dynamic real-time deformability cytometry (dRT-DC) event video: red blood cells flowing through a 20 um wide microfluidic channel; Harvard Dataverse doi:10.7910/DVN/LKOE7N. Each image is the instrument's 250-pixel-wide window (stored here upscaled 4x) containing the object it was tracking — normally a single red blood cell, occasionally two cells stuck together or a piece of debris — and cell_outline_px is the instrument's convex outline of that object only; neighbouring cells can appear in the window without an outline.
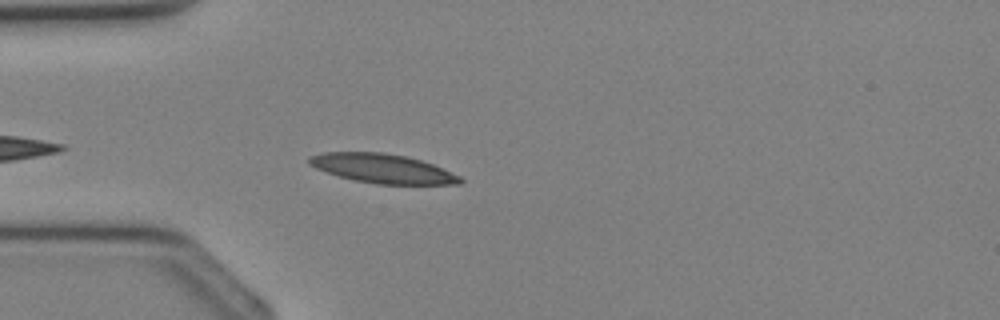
{"species": "Egyptian fruit bat (a non-hibernating species)", "species_latin": "Rousettus aegyptiacus", "temperature_condition": "cold", "stored_images_in_passage": 26, "camera_frame_rate_fps": 3000, "um_per_image_px": 0.085, "animal": {"sex": "female"}, "frame": {"image": 1, "passage_image": 2, "time_ms": 0.333, "image_size_px": [1000, 320], "cell_outline_px": [[464, 180], [460, 184], [376, 184], [356, 180], [340, 176], [316, 168], [308, 164], [308, 156], [324, 152], [384, 152], [404, 156], [420, 160], [432, 164], [460, 176]], "centroid_in_image_um": [32.5, 14.32], "position_along_channel_um": 52.5, "area_um2": 25.43}}
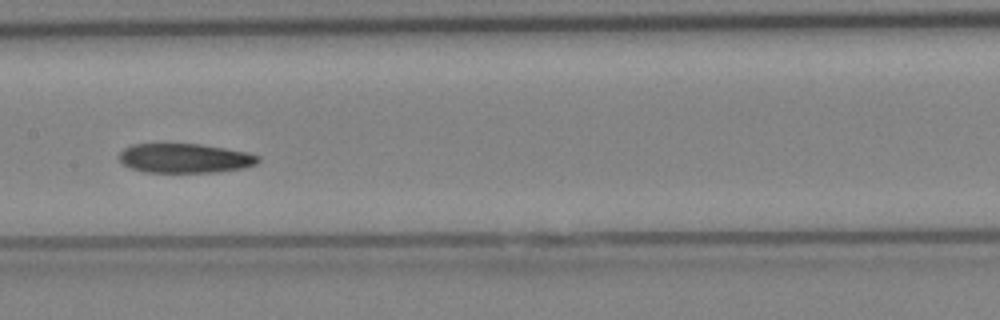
{"frame": {"image": 2, "passage_image": 10, "time_ms": 3.0, "image_size_px": [1000, 320], "cell_outline_px": [[260, 160], [256, 164], [244, 168], [216, 172], [144, 172], [132, 168], [124, 164], [120, 160], [120, 152], [124, 148], [132, 144], [200, 144], [248, 152], [260, 156]], "centroid_in_image_um": [15.74, 13.45], "position_along_channel_um": 191.7, "area_um2": 23.76}}
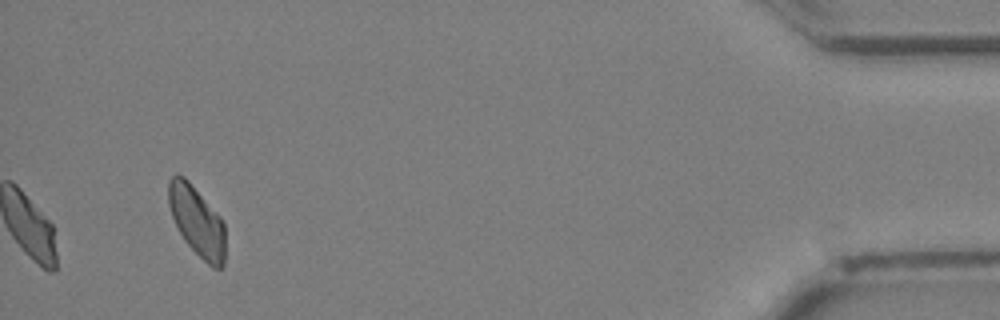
{"frame": {"image": 3, "passage_image": 26, "time_ms": 8.333, "image_size_px": [1000, 320], "cell_outline_px": [[224, 264], [220, 268], [212, 268], [184, 240], [172, 216], [168, 204], [168, 180], [172, 176], [184, 176], [188, 180], [220, 216], [224, 224]], "centroid_in_image_um": [16.74, 18.79], "position_along_channel_um": 418.5, "area_um2": 22.72}}